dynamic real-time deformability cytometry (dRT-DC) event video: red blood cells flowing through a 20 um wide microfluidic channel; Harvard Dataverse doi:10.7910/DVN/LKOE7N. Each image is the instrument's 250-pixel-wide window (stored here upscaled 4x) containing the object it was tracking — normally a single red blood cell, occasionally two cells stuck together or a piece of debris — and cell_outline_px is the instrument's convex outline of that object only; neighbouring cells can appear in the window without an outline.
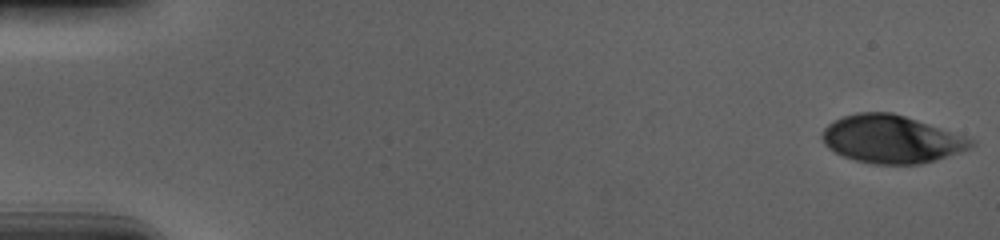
{"species": "human", "species_latin": "Homo sapiens", "temperature_condition": "cold", "stored_images_in_passage": 56, "camera_frame_rate_fps": 3000, "um_per_image_px": 0.085, "donor": {"sex": "male"}, "frame": {"image": 1, "passage_image": 1, "time_ms": 0.0, "image_size_px": [1000, 240], "cell_outline_px": [[976, 144], [968, 148], [936, 160], [920, 164], [872, 164], [856, 160], [844, 156], [828, 148], [824, 144], [820, 136], [824, 128], [828, 124], [844, 116], [860, 112], [892, 112], [964, 136], [972, 140]], "centroid_in_image_um": [75.71, 11.83], "position_along_channel_um": 9.3, "area_um2": 40.92}}
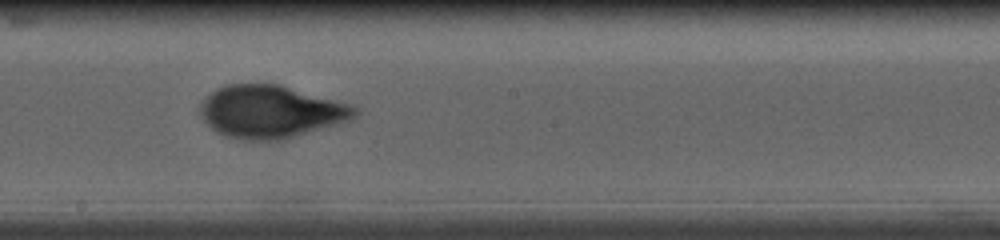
{"frame": {"image": 2, "passage_image": 32, "time_ms": 10.333, "image_size_px": [1000, 240], "cell_outline_px": [[360, 112], [356, 116], [348, 120], [284, 140], [240, 140], [224, 136], [216, 132], [204, 120], [200, 112], [200, 104], [216, 88], [228, 84], [280, 84], [352, 104]], "centroid_in_image_um": [23.02, 9.49], "position_along_channel_um": 225.2, "area_um2": 47.45}}
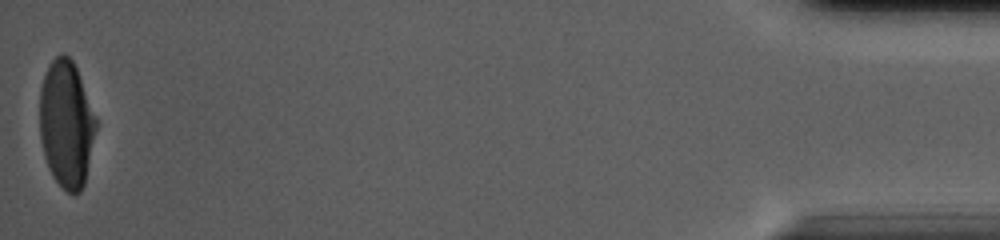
{"frame": {"image": 3, "passage_image": 56, "time_ms": 18.333, "image_size_px": [1000, 240], "cell_outline_px": [[96, 128], [84, 184], [80, 192], [68, 192], [52, 176], [48, 168], [44, 156], [40, 136], [40, 88], [48, 64], [56, 56], [64, 52], [72, 60], [76, 68], [96, 116]], "centroid_in_image_um": [5.62, 10.51], "position_along_channel_um": 429.6, "area_um2": 41.38}, "authors_computed_cell_mechanics": {"area_um2": 44.9973, "velocity_mm_per_s": 3.6914, "shape_relaxation_time_tau1_ms": 3.801, "shape_relaxation_time_tau2_ms": 0.8473, "deformation_change_tau1": 0.1833, "deformation_change_tau2": 0.056}}